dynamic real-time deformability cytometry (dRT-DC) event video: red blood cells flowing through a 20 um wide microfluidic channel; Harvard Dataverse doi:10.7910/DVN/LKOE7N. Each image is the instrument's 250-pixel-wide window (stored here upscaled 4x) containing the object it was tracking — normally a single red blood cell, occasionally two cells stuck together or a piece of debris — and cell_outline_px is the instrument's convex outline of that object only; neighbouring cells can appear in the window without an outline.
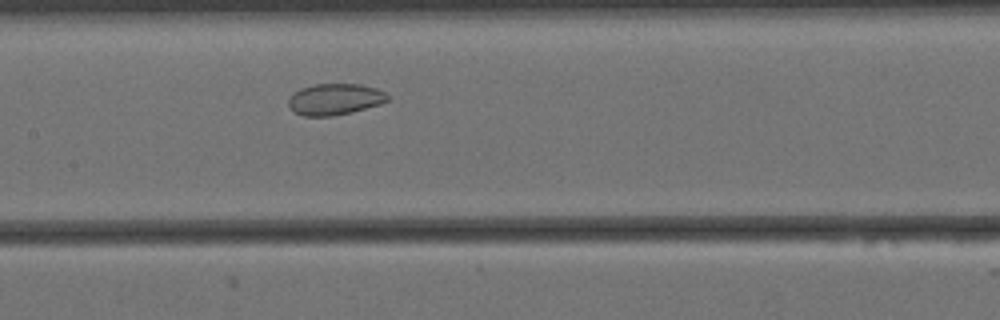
{"species": "Egyptian fruit bat (a non-hibernating species)", "species_latin": "Rousettus aegyptiacus", "temperature_condition": "cold", "stored_images_in_passage": 47, "camera_frame_rate_fps": 3000, "um_per_image_px": 0.085, "animal": {"sex": "female"}, "frame": {"image": 1, "passage_image": 16, "time_ms": 5.0, "image_size_px": [1000, 320], "cell_outline_px": [[388, 100], [380, 104], [352, 112], [332, 116], [304, 116], [292, 112], [288, 108], [288, 96], [300, 88], [316, 84], [360, 84], [376, 88], [384, 92], [388, 96]], "centroid_in_image_um": [28.4, 8.44], "position_along_channel_um": 179.0, "area_um2": 18.26}}
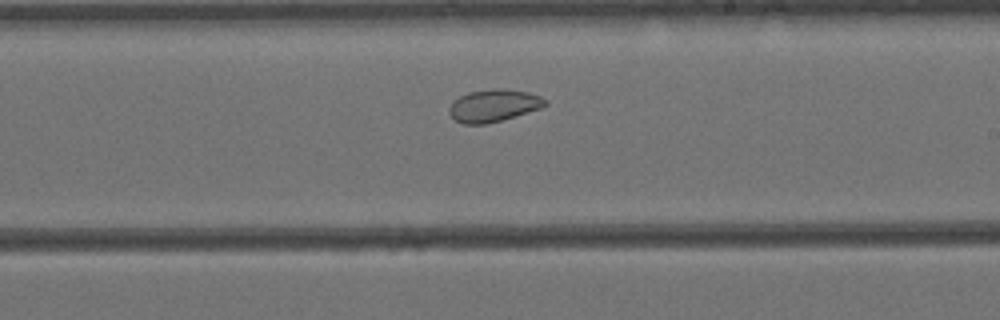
{"frame": {"image": 2, "passage_image": 22, "time_ms": 7.0, "image_size_px": [1000, 320], "cell_outline_px": [[548, 104], [544, 108], [500, 120], [484, 124], [464, 124], [456, 120], [448, 112], [448, 108], [452, 100], [468, 92], [496, 88], [500, 88], [528, 92], [540, 96], [548, 100]], "centroid_in_image_um": [41.98, 8.96], "position_along_channel_um": 247.0, "area_um2": 18.21}}
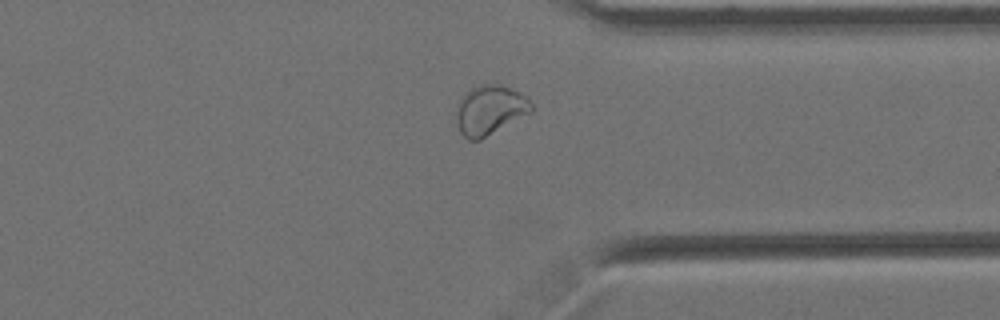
{"frame": {"image": 3, "passage_image": 33, "time_ms": 10.667, "image_size_px": [1000, 320], "cell_outline_px": [[532, 112], [480, 140], [468, 140], [460, 132], [456, 124], [456, 104], [472, 88], [480, 84], [500, 84], [520, 92], [532, 104]], "centroid_in_image_um": [41.62, 9.36], "position_along_channel_um": 369.8, "area_um2": 21.62}, "authors_computed_cell_mechanics": {"area_um2": 21.5016, "velocity_mm_per_s": 3.4306, "shape_relaxation_time_tau1_ms": null, "shape_relaxation_time_tau2_ms": 4.0123, "deformation_change_tau1": null, "deformation_change_tau2": 0.0656}}